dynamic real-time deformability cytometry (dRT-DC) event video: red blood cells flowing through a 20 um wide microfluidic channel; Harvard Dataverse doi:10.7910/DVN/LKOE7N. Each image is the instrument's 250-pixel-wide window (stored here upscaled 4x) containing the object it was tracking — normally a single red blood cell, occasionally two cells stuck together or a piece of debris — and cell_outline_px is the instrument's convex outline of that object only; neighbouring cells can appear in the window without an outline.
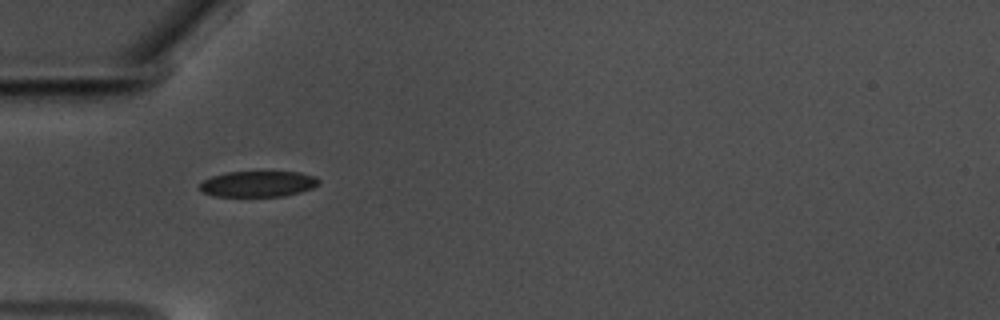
{"species": "common noctule bat (a hibernating species)", "species_latin": "Nyctalus noctula", "temperature_condition": "warm", "stored_images_in_passage": 40, "camera_frame_rate_fps": 3000, "um_per_image_px": 0.085, "animal": {"sex": "male", "body_mass_g": 17.5, "forearm_length_mm": 52.3}, "frame": {"image": 1, "passage_image": 1, "time_ms": 0.0, "image_size_px": [1000, 320], "cell_outline_px": [[320, 184], [312, 188], [300, 192], [284, 196], [216, 196], [204, 192], [200, 188], [200, 184], [204, 180], [212, 176], [228, 172], [300, 172], [316, 176], [320, 180]], "centroid_in_image_um": [21.99, 15.63], "position_along_channel_um": 63.0, "area_um2": 17.86}}
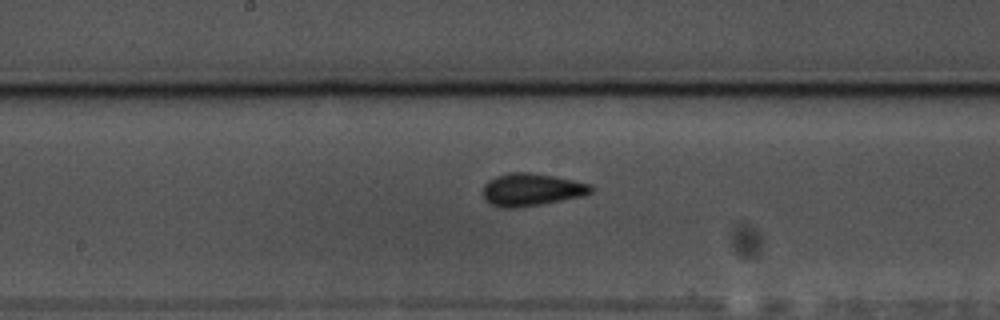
{"frame": {"image": 2, "passage_image": 13, "time_ms": 4.0, "image_size_px": [1000, 320], "cell_outline_px": [[596, 188], [592, 192], [584, 196], [520, 208], [500, 208], [488, 204], [484, 200], [484, 184], [488, 180], [496, 176], [508, 172], [528, 172], [552, 176], [572, 180], [588, 184]], "centroid_in_image_um": [45.15, 16.14], "position_along_channel_um": 203.1, "area_um2": 20.69}}
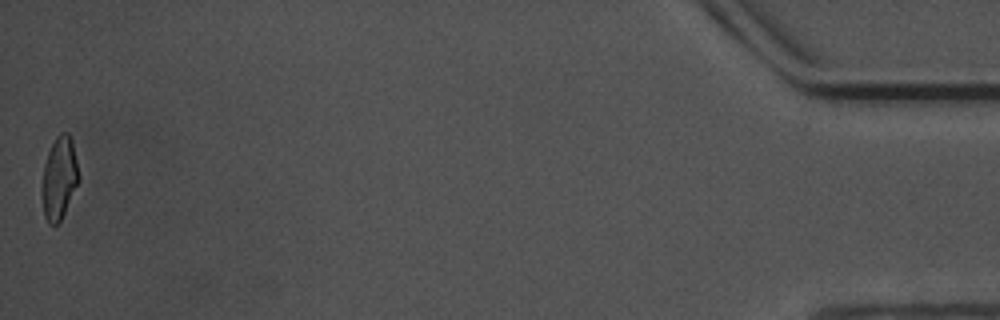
{"frame": {"image": 3, "passage_image": 40, "time_ms": 13.0, "image_size_px": [1000, 320], "cell_outline_px": [[80, 180], [60, 220], [56, 224], [48, 224], [44, 216], [40, 196], [40, 188], [44, 164], [48, 152], [56, 136], [60, 132], [68, 132], [72, 140], [80, 176]], "centroid_in_image_um": [5.01, 15.13], "position_along_channel_um": 430.2, "area_um2": 18.03}, "authors_computed_cell_mechanics": {"area_um2": 18.8139, "velocity_mm_per_s": 3.554, "shape_relaxation_time_tau1_ms": 4.3839, "shape_relaxation_time_tau2_ms": 1.3309, "deformation_change_tau1": 0.1415, "deformation_change_tau2": 0.0891}}